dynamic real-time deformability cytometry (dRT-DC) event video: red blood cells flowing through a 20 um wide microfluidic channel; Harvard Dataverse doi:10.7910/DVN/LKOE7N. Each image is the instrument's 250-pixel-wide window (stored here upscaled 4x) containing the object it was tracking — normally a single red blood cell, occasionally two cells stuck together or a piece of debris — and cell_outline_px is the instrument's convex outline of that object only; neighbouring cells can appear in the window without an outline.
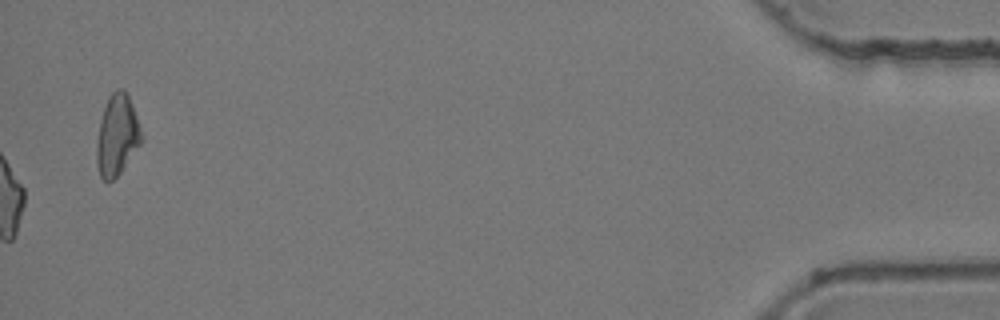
{"species": "common noctule bat (a hibernating species)", "species_latin": "Nyctalus noctula", "temperature_condition": "room temperature", "stored_images_in_passage": 48, "camera_frame_rate_fps": 3000, "um_per_image_px": 0.085, "animal": {"sex": "female", "body_mass_g": 24.6, "forearm_length_mm": 56.2}, "frame": {"image": 1, "passage_image": 48, "time_ms": 15.667, "image_size_px": [1000, 320], "cell_outline_px": [[144, 140], [120, 172], [112, 180], [104, 180], [100, 176], [96, 164], [96, 144], [100, 120], [108, 96], [116, 88], [124, 88], [128, 92], [144, 136]], "centroid_in_image_um": [9.97, 11.45], "position_along_channel_um": 425.2, "area_um2": 21.44}}